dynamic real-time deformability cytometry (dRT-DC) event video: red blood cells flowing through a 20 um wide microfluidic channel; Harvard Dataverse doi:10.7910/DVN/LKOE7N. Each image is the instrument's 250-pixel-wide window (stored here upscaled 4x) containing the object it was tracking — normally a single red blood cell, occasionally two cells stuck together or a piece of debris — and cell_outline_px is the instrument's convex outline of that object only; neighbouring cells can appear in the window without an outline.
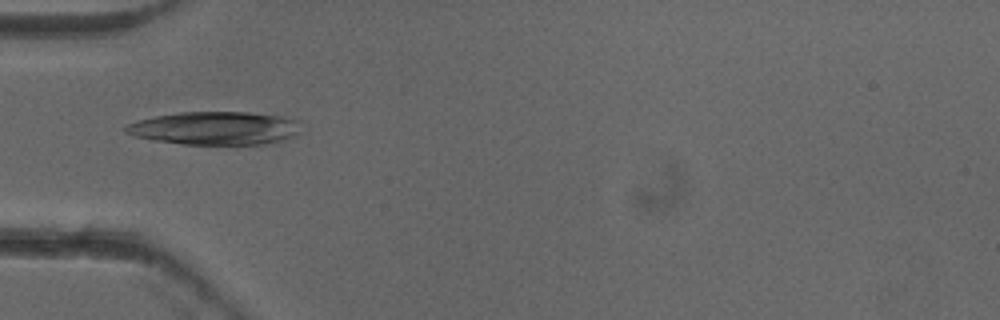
{"species": "common noctule bat (a hibernating species)", "species_latin": "Nyctalus noctula", "temperature_condition": "cold", "stored_images_in_passage": 52, "camera_frame_rate_fps": 3000, "um_per_image_px": 0.085, "animal": {"sex": "female"}, "frame": {"image": 1, "passage_image": 17, "time_ms": 5.333, "image_size_px": [1000, 320], "cell_outline_px": [[300, 124], [296, 136], [264, 144], [184, 144], [152, 140], [136, 136], [124, 132], [124, 128], [128, 124], [140, 120], [156, 116], [180, 112], [248, 112], [280, 116], [300, 120]], "centroid_in_image_um": [18.29, 10.89], "position_along_channel_um": 66.7, "area_um2": 33.7}}
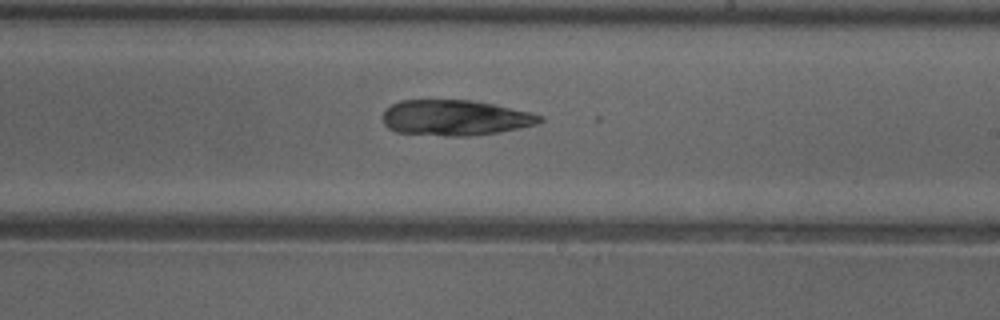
{"frame": {"image": 2, "passage_image": 31, "time_ms": 10.0, "image_size_px": [1000, 320], "cell_outline_px": [[544, 120], [536, 124], [520, 128], [500, 132], [472, 136], [444, 136], [396, 132], [388, 128], [384, 124], [384, 108], [400, 100], [468, 100], [492, 104], [528, 112], [544, 116]], "centroid_in_image_um": [38.67, 10.02], "position_along_channel_um": 250.3, "area_um2": 32.54}}
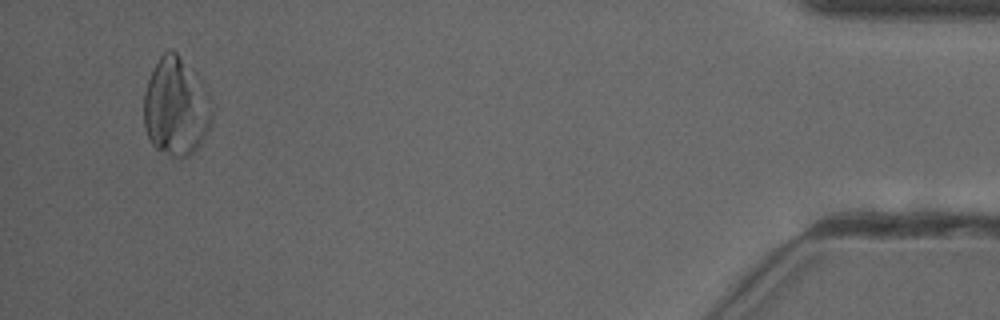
{"frame": {"image": 3, "passage_image": 50, "time_ms": 16.333, "image_size_px": [1000, 320], "cell_outline_px": [[216, 108], [208, 132], [200, 144], [188, 156], [180, 160], [156, 148], [148, 140], [144, 128], [144, 92], [152, 68], [160, 56], [168, 48], [172, 48], [176, 52], [208, 92], [216, 104]], "centroid_in_image_um": [14.98, 9.11], "position_along_channel_um": 420.2, "area_um2": 39.59}}